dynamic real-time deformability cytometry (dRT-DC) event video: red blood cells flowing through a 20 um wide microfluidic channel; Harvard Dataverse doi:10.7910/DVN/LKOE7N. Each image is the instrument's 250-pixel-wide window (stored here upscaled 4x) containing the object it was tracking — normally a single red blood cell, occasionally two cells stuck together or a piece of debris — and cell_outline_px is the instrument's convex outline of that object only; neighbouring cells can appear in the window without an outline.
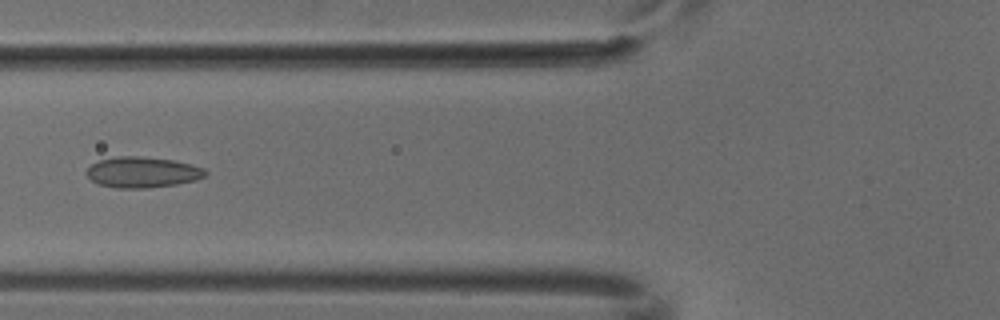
{"species": "common noctule bat (a hibernating species)", "species_latin": "Nyctalus noctula", "temperature_condition": "cold", "stored_images_in_passage": 7, "camera_frame_rate_fps": 3000, "um_per_image_px": 0.085, "animal": {"sex": "male", "body_mass_g": 18.8}, "frame": {"image": 1, "passage_image": 6, "time_ms": 1.667, "image_size_px": [1000, 320], "cell_outline_px": [[208, 172], [204, 176], [196, 180], [176, 184], [148, 188], [116, 188], [96, 184], [84, 172], [92, 164], [100, 160], [116, 156], [140, 156], [172, 160], [204, 168]], "centroid_in_image_um": [12.07, 14.65], "position_along_channel_um": 113.7, "area_um2": 21.27}}
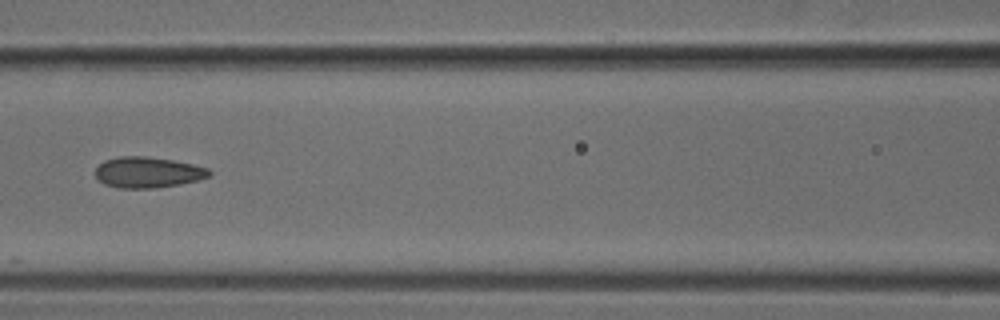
{"frame": {"image": 2, "passage_image": 7, "time_ms": 2.0, "image_size_px": [1000, 320], "cell_outline_px": [[212, 172], [208, 176], [196, 180], [176, 184], [152, 188], [116, 188], [104, 184], [96, 176], [96, 168], [104, 160], [120, 156], [148, 156], [172, 160], [192, 164], [208, 168]], "centroid_in_image_um": [12.52, 14.64], "position_along_channel_um": 154.1, "area_um2": 20.23}}